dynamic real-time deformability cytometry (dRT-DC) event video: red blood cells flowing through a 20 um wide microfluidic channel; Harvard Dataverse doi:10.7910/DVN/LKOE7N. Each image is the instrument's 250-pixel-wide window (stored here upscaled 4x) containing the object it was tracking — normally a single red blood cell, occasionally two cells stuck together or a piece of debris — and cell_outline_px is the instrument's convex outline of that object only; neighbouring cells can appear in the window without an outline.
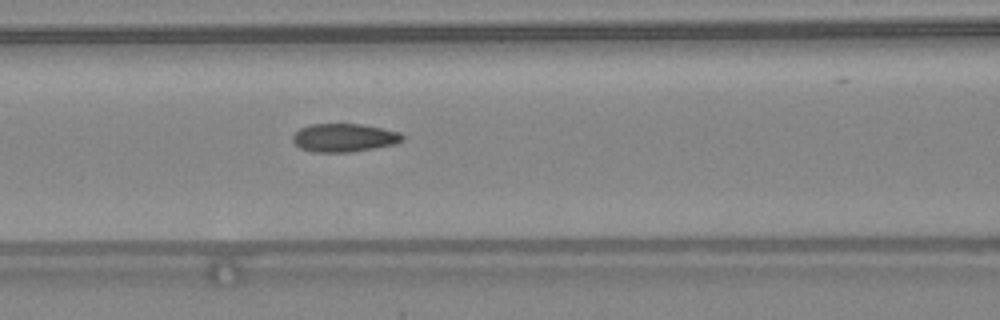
{"species": "common noctule bat (a hibernating species)", "species_latin": "Nyctalus noctula", "temperature_condition": "warm", "stored_images_in_passage": 30, "camera_frame_rate_fps": 3000, "um_per_image_px": 0.085, "animal": {"sex": "female", "body_mass_g": 24.6, "forearm_length_mm": 56.2}, "frame": {"image": 1, "passage_image": 9, "time_ms": 2.667, "image_size_px": [1000, 320], "cell_outline_px": [[404, 140], [396, 144], [352, 152], [312, 152], [300, 148], [292, 140], [292, 136], [300, 128], [308, 124], [360, 124], [400, 132], [404, 136]], "centroid_in_image_um": [29.25, 11.71], "position_along_channel_um": 137.4, "area_um2": 18.15}}
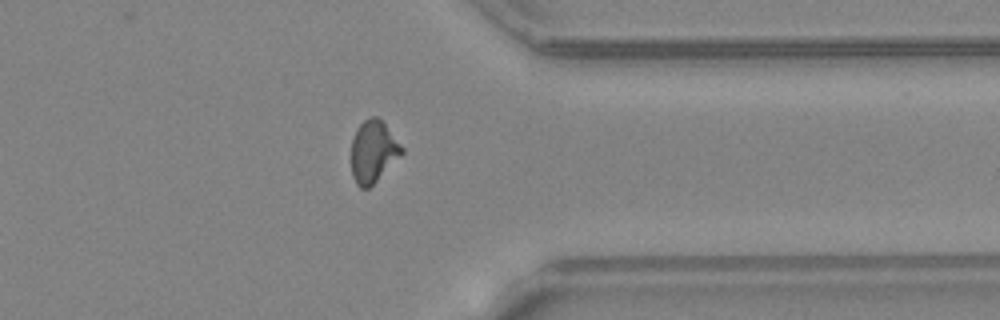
{"frame": {"image": 2, "passage_image": 26, "time_ms": 8.333, "image_size_px": [1000, 320], "cell_outline_px": [[404, 152], [368, 188], [360, 188], [356, 184], [352, 176], [352, 140], [356, 128], [364, 120], [372, 116], [376, 116], [384, 124], [404, 148]], "centroid_in_image_um": [31.71, 12.87], "position_along_channel_um": 379.7, "area_um2": 17.86}, "authors_computed_cell_mechanics": {"area_um2": 18.1781, "velocity_mm_per_s": 4.3907, "shape_relaxation_time_tau1_ms": null, "shape_relaxation_time_tau2_ms": 1.0406, "deformation_change_tau1": null, "deformation_change_tau2": 0.0739}}